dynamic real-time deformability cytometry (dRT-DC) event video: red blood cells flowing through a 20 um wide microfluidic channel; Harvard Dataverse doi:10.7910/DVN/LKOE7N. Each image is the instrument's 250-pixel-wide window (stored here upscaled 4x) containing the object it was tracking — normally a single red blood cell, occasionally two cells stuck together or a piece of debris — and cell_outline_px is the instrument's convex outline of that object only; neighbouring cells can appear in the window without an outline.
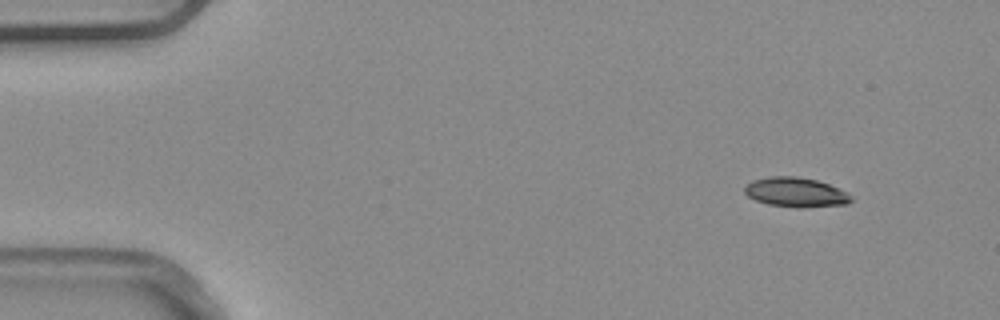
{"species": "common noctule bat (a hibernating species)", "species_latin": "Nyctalus noctula", "temperature_condition": "warm", "stored_images_in_passage": 5, "segment_of_instrument_passage": [1, 2], "camera_frame_rate_fps": 3000, "um_per_image_px": 0.085, "animal": {"sex": "male", "body_mass_g": 20.4}, "frame": {"image": 1, "passage_image": 1, "time_ms": 0.0, "image_size_px": [1000, 320], "cell_outline_px": [[852, 200], [848, 204], [796, 208], [768, 204], [756, 200], [748, 196], [744, 192], [744, 188], [752, 180], [768, 176], [796, 176], [816, 180], [828, 184], [848, 192], [852, 196]], "centroid_in_image_um": [67.65, 16.34], "position_along_channel_um": 17.4, "area_um2": 18.38}}
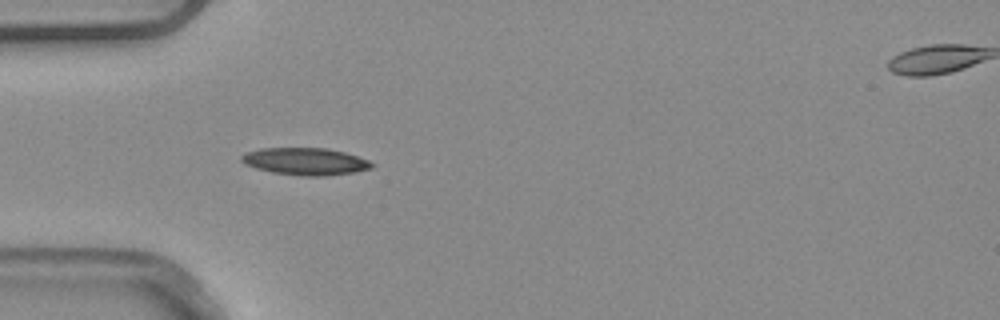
{"frame": {"image": 2, "passage_image": 4, "time_ms": 1.0, "image_size_px": [1000, 320], "cell_outline_px": [[376, 164], [372, 168], [352, 172], [324, 176], [304, 176], [272, 172], [256, 168], [244, 164], [240, 160], [240, 156], [248, 152], [260, 148], [328, 148], [344, 152], [368, 160]], "centroid_in_image_um": [25.94, 13.72], "position_along_channel_um": 59.1, "area_um2": 20.58}}